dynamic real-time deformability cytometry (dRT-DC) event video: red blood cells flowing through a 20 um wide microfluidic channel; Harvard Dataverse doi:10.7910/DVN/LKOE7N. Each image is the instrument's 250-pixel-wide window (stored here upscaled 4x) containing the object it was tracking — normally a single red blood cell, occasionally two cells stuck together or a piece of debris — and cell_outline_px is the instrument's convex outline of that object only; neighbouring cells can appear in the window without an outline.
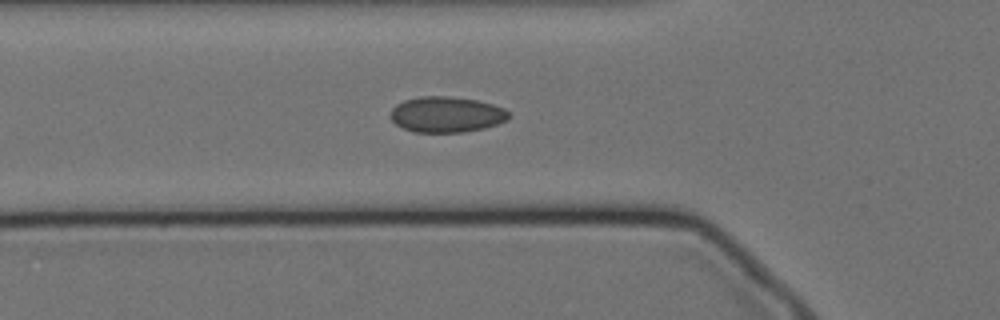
{"species": "Egyptian fruit bat (a non-hibernating species)", "species_latin": "Rousettus aegyptiacus", "temperature_condition": "cold", "stored_images_in_passage": 33, "camera_frame_rate_fps": 3000, "um_per_image_px": 0.085, "animal": {"sex": "female"}, "frame": {"image": 1, "passage_image": 11, "time_ms": 3.333, "image_size_px": [1000, 320], "cell_outline_px": [[508, 120], [484, 128], [464, 132], [412, 132], [396, 124], [392, 120], [392, 108], [396, 104], [404, 100], [420, 96], [448, 96], [476, 100], [492, 104], [504, 108], [508, 112]], "centroid_in_image_um": [37.94, 9.73], "position_along_channel_um": 87.9, "area_um2": 24.51}}
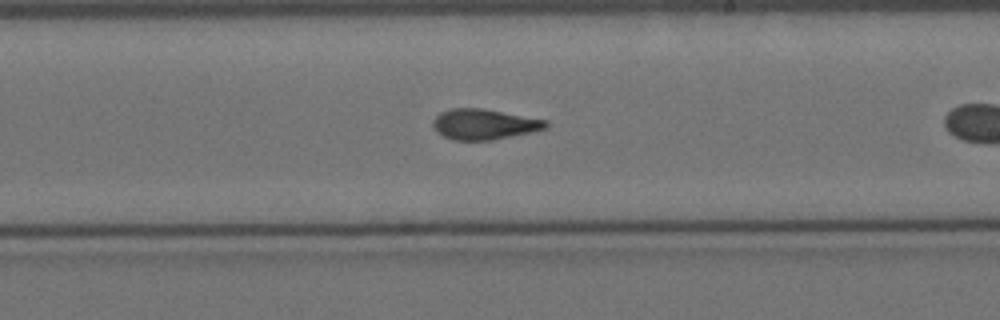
{"frame": {"image": 2, "passage_image": 21, "time_ms": 6.667, "image_size_px": [1000, 320], "cell_outline_px": [[548, 128], [532, 132], [492, 140], [452, 140], [436, 132], [432, 128], [432, 120], [440, 112], [452, 108], [484, 108], [548, 120]], "centroid_in_image_um": [41.14, 10.56], "position_along_channel_um": 247.9, "area_um2": 20.35}}
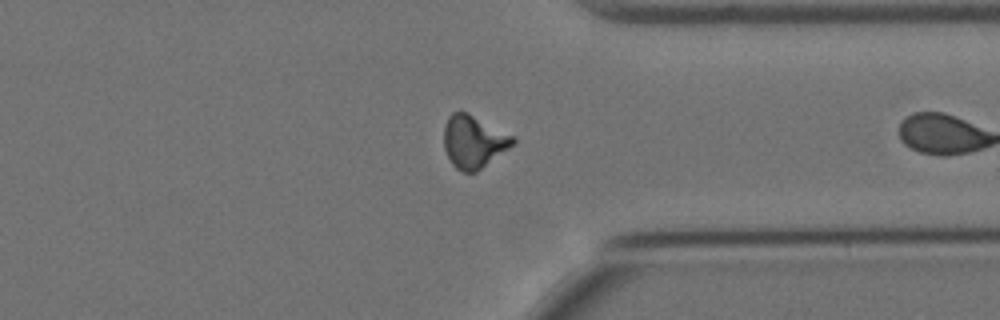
{"frame": {"image": 3, "passage_image": 32, "time_ms": 10.333, "image_size_px": [1000, 320], "cell_outline_px": [[516, 144], [476, 172], [460, 172], [452, 164], [444, 148], [444, 128], [448, 116], [452, 112], [468, 112], [516, 136]], "centroid_in_image_um": [40.3, 12.03], "position_along_channel_um": 371.1, "area_um2": 21.5}}